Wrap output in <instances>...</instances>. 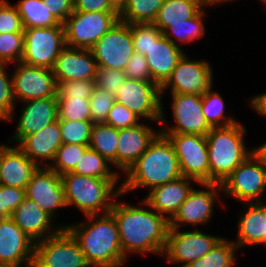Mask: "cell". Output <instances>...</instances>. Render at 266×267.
<instances>
[{
    "mask_svg": "<svg viewBox=\"0 0 266 267\" xmlns=\"http://www.w3.org/2000/svg\"><path fill=\"white\" fill-rule=\"evenodd\" d=\"M121 192L113 202L110 213L119 231L121 249L129 261L132 256L162 257L170 228L169 220L152 209L142 198L137 203L124 199ZM123 198V199H122ZM130 258V259H129Z\"/></svg>",
    "mask_w": 266,
    "mask_h": 267,
    "instance_id": "1",
    "label": "cell"
},
{
    "mask_svg": "<svg viewBox=\"0 0 266 267\" xmlns=\"http://www.w3.org/2000/svg\"><path fill=\"white\" fill-rule=\"evenodd\" d=\"M80 220L68 222L66 229L79 243L87 263L91 267H127L114 216L106 213Z\"/></svg>",
    "mask_w": 266,
    "mask_h": 267,
    "instance_id": "2",
    "label": "cell"
},
{
    "mask_svg": "<svg viewBox=\"0 0 266 267\" xmlns=\"http://www.w3.org/2000/svg\"><path fill=\"white\" fill-rule=\"evenodd\" d=\"M181 176L174 146L166 135L159 133L121 177V192L125 196L133 195L139 189L148 192Z\"/></svg>",
    "mask_w": 266,
    "mask_h": 267,
    "instance_id": "3",
    "label": "cell"
},
{
    "mask_svg": "<svg viewBox=\"0 0 266 267\" xmlns=\"http://www.w3.org/2000/svg\"><path fill=\"white\" fill-rule=\"evenodd\" d=\"M246 124L239 122L211 128L206 134L209 158V183L221 184L249 155L252 147L248 144Z\"/></svg>",
    "mask_w": 266,
    "mask_h": 267,
    "instance_id": "4",
    "label": "cell"
},
{
    "mask_svg": "<svg viewBox=\"0 0 266 267\" xmlns=\"http://www.w3.org/2000/svg\"><path fill=\"white\" fill-rule=\"evenodd\" d=\"M67 208L82 217L110 213L121 193V179H100L68 172L60 175Z\"/></svg>",
    "mask_w": 266,
    "mask_h": 267,
    "instance_id": "5",
    "label": "cell"
},
{
    "mask_svg": "<svg viewBox=\"0 0 266 267\" xmlns=\"http://www.w3.org/2000/svg\"><path fill=\"white\" fill-rule=\"evenodd\" d=\"M219 208L226 210L221 185L219 183H197L169 220L170 228L204 229L206 226L211 228V222L214 221L215 212Z\"/></svg>",
    "mask_w": 266,
    "mask_h": 267,
    "instance_id": "6",
    "label": "cell"
},
{
    "mask_svg": "<svg viewBox=\"0 0 266 267\" xmlns=\"http://www.w3.org/2000/svg\"><path fill=\"white\" fill-rule=\"evenodd\" d=\"M168 95L169 97L167 100L170 98V101L165 100ZM161 97L162 114L160 121V133L198 134L206 136V134L211 130V127L206 122L202 112V95L161 94ZM166 105L170 107L166 108ZM168 108L171 111L169 112V115L172 116V121L170 120L171 116H167Z\"/></svg>",
    "mask_w": 266,
    "mask_h": 267,
    "instance_id": "7",
    "label": "cell"
},
{
    "mask_svg": "<svg viewBox=\"0 0 266 267\" xmlns=\"http://www.w3.org/2000/svg\"><path fill=\"white\" fill-rule=\"evenodd\" d=\"M205 229L169 228L162 257L170 267H185L207 254L224 235L207 232Z\"/></svg>",
    "mask_w": 266,
    "mask_h": 267,
    "instance_id": "8",
    "label": "cell"
},
{
    "mask_svg": "<svg viewBox=\"0 0 266 267\" xmlns=\"http://www.w3.org/2000/svg\"><path fill=\"white\" fill-rule=\"evenodd\" d=\"M193 58V59H192ZM185 52L178 60L171 76L161 86V94L203 95L216 83L214 67L209 60Z\"/></svg>",
    "mask_w": 266,
    "mask_h": 267,
    "instance_id": "9",
    "label": "cell"
},
{
    "mask_svg": "<svg viewBox=\"0 0 266 267\" xmlns=\"http://www.w3.org/2000/svg\"><path fill=\"white\" fill-rule=\"evenodd\" d=\"M220 185L226 210L228 198L239 204L263 202L266 168L251 154Z\"/></svg>",
    "mask_w": 266,
    "mask_h": 267,
    "instance_id": "10",
    "label": "cell"
},
{
    "mask_svg": "<svg viewBox=\"0 0 266 267\" xmlns=\"http://www.w3.org/2000/svg\"><path fill=\"white\" fill-rule=\"evenodd\" d=\"M118 21L117 12L74 10L63 23L66 46L90 50Z\"/></svg>",
    "mask_w": 266,
    "mask_h": 267,
    "instance_id": "11",
    "label": "cell"
},
{
    "mask_svg": "<svg viewBox=\"0 0 266 267\" xmlns=\"http://www.w3.org/2000/svg\"><path fill=\"white\" fill-rule=\"evenodd\" d=\"M66 47L64 25L24 28V52L21 62L52 69Z\"/></svg>",
    "mask_w": 266,
    "mask_h": 267,
    "instance_id": "12",
    "label": "cell"
},
{
    "mask_svg": "<svg viewBox=\"0 0 266 267\" xmlns=\"http://www.w3.org/2000/svg\"><path fill=\"white\" fill-rule=\"evenodd\" d=\"M15 112L17 114L19 112L20 115ZM57 120V97L33 99L18 103L10 117L5 121L6 125L7 123L16 125L15 129H13L15 132L13 131L11 136L9 134L6 142L17 145L25 136L34 134Z\"/></svg>",
    "mask_w": 266,
    "mask_h": 267,
    "instance_id": "13",
    "label": "cell"
},
{
    "mask_svg": "<svg viewBox=\"0 0 266 267\" xmlns=\"http://www.w3.org/2000/svg\"><path fill=\"white\" fill-rule=\"evenodd\" d=\"M33 267H91L73 235L62 228L35 243Z\"/></svg>",
    "mask_w": 266,
    "mask_h": 267,
    "instance_id": "14",
    "label": "cell"
},
{
    "mask_svg": "<svg viewBox=\"0 0 266 267\" xmlns=\"http://www.w3.org/2000/svg\"><path fill=\"white\" fill-rule=\"evenodd\" d=\"M115 100L134 112L142 121L152 123L161 121V87L154 81L126 78L119 87Z\"/></svg>",
    "mask_w": 266,
    "mask_h": 267,
    "instance_id": "15",
    "label": "cell"
},
{
    "mask_svg": "<svg viewBox=\"0 0 266 267\" xmlns=\"http://www.w3.org/2000/svg\"><path fill=\"white\" fill-rule=\"evenodd\" d=\"M28 199L37 203L48 213L62 228L68 226L67 222H59V214L67 209L61 176L49 167H38L32 174L25 189ZM60 211V212H59ZM57 219H59L57 221Z\"/></svg>",
    "mask_w": 266,
    "mask_h": 267,
    "instance_id": "16",
    "label": "cell"
},
{
    "mask_svg": "<svg viewBox=\"0 0 266 267\" xmlns=\"http://www.w3.org/2000/svg\"><path fill=\"white\" fill-rule=\"evenodd\" d=\"M174 146L181 175L197 183H209L207 140L198 134H164Z\"/></svg>",
    "mask_w": 266,
    "mask_h": 267,
    "instance_id": "17",
    "label": "cell"
},
{
    "mask_svg": "<svg viewBox=\"0 0 266 267\" xmlns=\"http://www.w3.org/2000/svg\"><path fill=\"white\" fill-rule=\"evenodd\" d=\"M10 66L16 104L33 99L57 97V83L52 69L31 66L21 61Z\"/></svg>",
    "mask_w": 266,
    "mask_h": 267,
    "instance_id": "18",
    "label": "cell"
},
{
    "mask_svg": "<svg viewBox=\"0 0 266 267\" xmlns=\"http://www.w3.org/2000/svg\"><path fill=\"white\" fill-rule=\"evenodd\" d=\"M90 50L98 68L124 71L134 53L131 24L119 20Z\"/></svg>",
    "mask_w": 266,
    "mask_h": 267,
    "instance_id": "19",
    "label": "cell"
},
{
    "mask_svg": "<svg viewBox=\"0 0 266 267\" xmlns=\"http://www.w3.org/2000/svg\"><path fill=\"white\" fill-rule=\"evenodd\" d=\"M159 133L160 123L148 121H142L133 127L119 129L117 172L121 177L148 149Z\"/></svg>",
    "mask_w": 266,
    "mask_h": 267,
    "instance_id": "20",
    "label": "cell"
},
{
    "mask_svg": "<svg viewBox=\"0 0 266 267\" xmlns=\"http://www.w3.org/2000/svg\"><path fill=\"white\" fill-rule=\"evenodd\" d=\"M35 242L12 220L0 218V264L33 266Z\"/></svg>",
    "mask_w": 266,
    "mask_h": 267,
    "instance_id": "21",
    "label": "cell"
},
{
    "mask_svg": "<svg viewBox=\"0 0 266 267\" xmlns=\"http://www.w3.org/2000/svg\"><path fill=\"white\" fill-rule=\"evenodd\" d=\"M240 205L242 207L240 206L238 209L237 223H235L236 226L232 232L236 235L231 240L238 246L240 252L245 251L244 248L247 250L248 247L254 250L264 244L266 206L262 202L240 203Z\"/></svg>",
    "mask_w": 266,
    "mask_h": 267,
    "instance_id": "22",
    "label": "cell"
},
{
    "mask_svg": "<svg viewBox=\"0 0 266 267\" xmlns=\"http://www.w3.org/2000/svg\"><path fill=\"white\" fill-rule=\"evenodd\" d=\"M97 63L88 49L66 46L52 68L56 81L96 80Z\"/></svg>",
    "mask_w": 266,
    "mask_h": 267,
    "instance_id": "23",
    "label": "cell"
},
{
    "mask_svg": "<svg viewBox=\"0 0 266 267\" xmlns=\"http://www.w3.org/2000/svg\"><path fill=\"white\" fill-rule=\"evenodd\" d=\"M195 185L197 182L193 179L181 176L145 192L143 200L157 213L170 220Z\"/></svg>",
    "mask_w": 266,
    "mask_h": 267,
    "instance_id": "24",
    "label": "cell"
},
{
    "mask_svg": "<svg viewBox=\"0 0 266 267\" xmlns=\"http://www.w3.org/2000/svg\"><path fill=\"white\" fill-rule=\"evenodd\" d=\"M62 145L59 120L25 136L16 146L38 167H49Z\"/></svg>",
    "mask_w": 266,
    "mask_h": 267,
    "instance_id": "25",
    "label": "cell"
},
{
    "mask_svg": "<svg viewBox=\"0 0 266 267\" xmlns=\"http://www.w3.org/2000/svg\"><path fill=\"white\" fill-rule=\"evenodd\" d=\"M11 218L35 243L62 229L48 213L27 197L12 213Z\"/></svg>",
    "mask_w": 266,
    "mask_h": 267,
    "instance_id": "26",
    "label": "cell"
},
{
    "mask_svg": "<svg viewBox=\"0 0 266 267\" xmlns=\"http://www.w3.org/2000/svg\"><path fill=\"white\" fill-rule=\"evenodd\" d=\"M38 166L16 145L0 142V184L26 189Z\"/></svg>",
    "mask_w": 266,
    "mask_h": 267,
    "instance_id": "27",
    "label": "cell"
},
{
    "mask_svg": "<svg viewBox=\"0 0 266 267\" xmlns=\"http://www.w3.org/2000/svg\"><path fill=\"white\" fill-rule=\"evenodd\" d=\"M184 53V50L173 44L163 34L153 41L145 54L152 80L161 87L171 76Z\"/></svg>",
    "mask_w": 266,
    "mask_h": 267,
    "instance_id": "28",
    "label": "cell"
},
{
    "mask_svg": "<svg viewBox=\"0 0 266 267\" xmlns=\"http://www.w3.org/2000/svg\"><path fill=\"white\" fill-rule=\"evenodd\" d=\"M208 9L202 7L192 18L184 20V23L171 24L162 34L169 39L173 44L180 47L185 52L186 47L191 43L195 44L197 40L201 41L207 35L206 19L209 17ZM206 22H205V21ZM201 39V40H200Z\"/></svg>",
    "mask_w": 266,
    "mask_h": 267,
    "instance_id": "29",
    "label": "cell"
},
{
    "mask_svg": "<svg viewBox=\"0 0 266 267\" xmlns=\"http://www.w3.org/2000/svg\"><path fill=\"white\" fill-rule=\"evenodd\" d=\"M202 7V0H164L153 24L163 33L171 24L192 18Z\"/></svg>",
    "mask_w": 266,
    "mask_h": 267,
    "instance_id": "30",
    "label": "cell"
},
{
    "mask_svg": "<svg viewBox=\"0 0 266 267\" xmlns=\"http://www.w3.org/2000/svg\"><path fill=\"white\" fill-rule=\"evenodd\" d=\"M212 86L202 95V112L211 128L227 127L239 122L235 115L227 112L225 98Z\"/></svg>",
    "mask_w": 266,
    "mask_h": 267,
    "instance_id": "31",
    "label": "cell"
},
{
    "mask_svg": "<svg viewBox=\"0 0 266 267\" xmlns=\"http://www.w3.org/2000/svg\"><path fill=\"white\" fill-rule=\"evenodd\" d=\"M240 250L226 235L204 256L185 267H237Z\"/></svg>",
    "mask_w": 266,
    "mask_h": 267,
    "instance_id": "32",
    "label": "cell"
},
{
    "mask_svg": "<svg viewBox=\"0 0 266 267\" xmlns=\"http://www.w3.org/2000/svg\"><path fill=\"white\" fill-rule=\"evenodd\" d=\"M118 143L119 129L106 123L93 124L89 147L110 162L116 171Z\"/></svg>",
    "mask_w": 266,
    "mask_h": 267,
    "instance_id": "33",
    "label": "cell"
},
{
    "mask_svg": "<svg viewBox=\"0 0 266 267\" xmlns=\"http://www.w3.org/2000/svg\"><path fill=\"white\" fill-rule=\"evenodd\" d=\"M24 28L63 25L49 11L43 0H19L14 4Z\"/></svg>",
    "mask_w": 266,
    "mask_h": 267,
    "instance_id": "34",
    "label": "cell"
},
{
    "mask_svg": "<svg viewBox=\"0 0 266 267\" xmlns=\"http://www.w3.org/2000/svg\"><path fill=\"white\" fill-rule=\"evenodd\" d=\"M72 172L100 179H121L112 164L90 147Z\"/></svg>",
    "mask_w": 266,
    "mask_h": 267,
    "instance_id": "35",
    "label": "cell"
},
{
    "mask_svg": "<svg viewBox=\"0 0 266 267\" xmlns=\"http://www.w3.org/2000/svg\"><path fill=\"white\" fill-rule=\"evenodd\" d=\"M164 0H128L119 20L128 24L153 23Z\"/></svg>",
    "mask_w": 266,
    "mask_h": 267,
    "instance_id": "36",
    "label": "cell"
},
{
    "mask_svg": "<svg viewBox=\"0 0 266 267\" xmlns=\"http://www.w3.org/2000/svg\"><path fill=\"white\" fill-rule=\"evenodd\" d=\"M88 148L89 146L80 144H62L49 168L59 175L72 172Z\"/></svg>",
    "mask_w": 266,
    "mask_h": 267,
    "instance_id": "37",
    "label": "cell"
},
{
    "mask_svg": "<svg viewBox=\"0 0 266 267\" xmlns=\"http://www.w3.org/2000/svg\"><path fill=\"white\" fill-rule=\"evenodd\" d=\"M59 121H91L89 99L57 97Z\"/></svg>",
    "mask_w": 266,
    "mask_h": 267,
    "instance_id": "38",
    "label": "cell"
},
{
    "mask_svg": "<svg viewBox=\"0 0 266 267\" xmlns=\"http://www.w3.org/2000/svg\"><path fill=\"white\" fill-rule=\"evenodd\" d=\"M24 52V32L0 33V62L12 65L21 61Z\"/></svg>",
    "mask_w": 266,
    "mask_h": 267,
    "instance_id": "39",
    "label": "cell"
},
{
    "mask_svg": "<svg viewBox=\"0 0 266 267\" xmlns=\"http://www.w3.org/2000/svg\"><path fill=\"white\" fill-rule=\"evenodd\" d=\"M92 121H59L62 144L89 146Z\"/></svg>",
    "mask_w": 266,
    "mask_h": 267,
    "instance_id": "40",
    "label": "cell"
},
{
    "mask_svg": "<svg viewBox=\"0 0 266 267\" xmlns=\"http://www.w3.org/2000/svg\"><path fill=\"white\" fill-rule=\"evenodd\" d=\"M15 106L11 66L8 64H0V123H5L12 114Z\"/></svg>",
    "mask_w": 266,
    "mask_h": 267,
    "instance_id": "41",
    "label": "cell"
},
{
    "mask_svg": "<svg viewBox=\"0 0 266 267\" xmlns=\"http://www.w3.org/2000/svg\"><path fill=\"white\" fill-rule=\"evenodd\" d=\"M131 34L134 52L145 55L153 41L162 35V31L153 23H134L131 24Z\"/></svg>",
    "mask_w": 266,
    "mask_h": 267,
    "instance_id": "42",
    "label": "cell"
},
{
    "mask_svg": "<svg viewBox=\"0 0 266 267\" xmlns=\"http://www.w3.org/2000/svg\"><path fill=\"white\" fill-rule=\"evenodd\" d=\"M89 101L91 108V121L94 124L105 123L111 107L116 102L115 97L96 85Z\"/></svg>",
    "mask_w": 266,
    "mask_h": 267,
    "instance_id": "43",
    "label": "cell"
},
{
    "mask_svg": "<svg viewBox=\"0 0 266 267\" xmlns=\"http://www.w3.org/2000/svg\"><path fill=\"white\" fill-rule=\"evenodd\" d=\"M57 97H77L89 99L96 86V80L56 81Z\"/></svg>",
    "mask_w": 266,
    "mask_h": 267,
    "instance_id": "44",
    "label": "cell"
},
{
    "mask_svg": "<svg viewBox=\"0 0 266 267\" xmlns=\"http://www.w3.org/2000/svg\"><path fill=\"white\" fill-rule=\"evenodd\" d=\"M24 32L17 7L9 0H0V33Z\"/></svg>",
    "mask_w": 266,
    "mask_h": 267,
    "instance_id": "45",
    "label": "cell"
},
{
    "mask_svg": "<svg viewBox=\"0 0 266 267\" xmlns=\"http://www.w3.org/2000/svg\"><path fill=\"white\" fill-rule=\"evenodd\" d=\"M25 197V189L0 184V218L11 217Z\"/></svg>",
    "mask_w": 266,
    "mask_h": 267,
    "instance_id": "46",
    "label": "cell"
},
{
    "mask_svg": "<svg viewBox=\"0 0 266 267\" xmlns=\"http://www.w3.org/2000/svg\"><path fill=\"white\" fill-rule=\"evenodd\" d=\"M142 120L124 105L115 102L111 107L105 123L116 129L129 128L141 123Z\"/></svg>",
    "mask_w": 266,
    "mask_h": 267,
    "instance_id": "47",
    "label": "cell"
},
{
    "mask_svg": "<svg viewBox=\"0 0 266 267\" xmlns=\"http://www.w3.org/2000/svg\"><path fill=\"white\" fill-rule=\"evenodd\" d=\"M125 79L126 75L123 70L103 67L97 69L96 85L114 97Z\"/></svg>",
    "mask_w": 266,
    "mask_h": 267,
    "instance_id": "48",
    "label": "cell"
},
{
    "mask_svg": "<svg viewBox=\"0 0 266 267\" xmlns=\"http://www.w3.org/2000/svg\"><path fill=\"white\" fill-rule=\"evenodd\" d=\"M125 75L128 79L153 81L145 55L134 52L130 61L126 64Z\"/></svg>",
    "mask_w": 266,
    "mask_h": 267,
    "instance_id": "49",
    "label": "cell"
},
{
    "mask_svg": "<svg viewBox=\"0 0 266 267\" xmlns=\"http://www.w3.org/2000/svg\"><path fill=\"white\" fill-rule=\"evenodd\" d=\"M60 23H64L74 11V0H43Z\"/></svg>",
    "mask_w": 266,
    "mask_h": 267,
    "instance_id": "50",
    "label": "cell"
},
{
    "mask_svg": "<svg viewBox=\"0 0 266 267\" xmlns=\"http://www.w3.org/2000/svg\"><path fill=\"white\" fill-rule=\"evenodd\" d=\"M74 10L83 12H116L108 0H74Z\"/></svg>",
    "mask_w": 266,
    "mask_h": 267,
    "instance_id": "51",
    "label": "cell"
},
{
    "mask_svg": "<svg viewBox=\"0 0 266 267\" xmlns=\"http://www.w3.org/2000/svg\"><path fill=\"white\" fill-rule=\"evenodd\" d=\"M248 103L246 102L248 108L253 110L256 116L260 118L266 119V91L262 93H258L255 95H251V97H247Z\"/></svg>",
    "mask_w": 266,
    "mask_h": 267,
    "instance_id": "52",
    "label": "cell"
},
{
    "mask_svg": "<svg viewBox=\"0 0 266 267\" xmlns=\"http://www.w3.org/2000/svg\"><path fill=\"white\" fill-rule=\"evenodd\" d=\"M261 144L252 145V155L266 168V139Z\"/></svg>",
    "mask_w": 266,
    "mask_h": 267,
    "instance_id": "53",
    "label": "cell"
},
{
    "mask_svg": "<svg viewBox=\"0 0 266 267\" xmlns=\"http://www.w3.org/2000/svg\"><path fill=\"white\" fill-rule=\"evenodd\" d=\"M239 0H202V5L203 7L207 8L209 10V8H211V10L214 8H219L222 6L224 7L225 5H229V4H233L238 2ZM241 1V0H240ZM224 5V6H223Z\"/></svg>",
    "mask_w": 266,
    "mask_h": 267,
    "instance_id": "54",
    "label": "cell"
},
{
    "mask_svg": "<svg viewBox=\"0 0 266 267\" xmlns=\"http://www.w3.org/2000/svg\"><path fill=\"white\" fill-rule=\"evenodd\" d=\"M111 7L119 14L126 6L128 0H108Z\"/></svg>",
    "mask_w": 266,
    "mask_h": 267,
    "instance_id": "55",
    "label": "cell"
},
{
    "mask_svg": "<svg viewBox=\"0 0 266 267\" xmlns=\"http://www.w3.org/2000/svg\"><path fill=\"white\" fill-rule=\"evenodd\" d=\"M0 267H33V266H15L11 264H0Z\"/></svg>",
    "mask_w": 266,
    "mask_h": 267,
    "instance_id": "56",
    "label": "cell"
},
{
    "mask_svg": "<svg viewBox=\"0 0 266 267\" xmlns=\"http://www.w3.org/2000/svg\"><path fill=\"white\" fill-rule=\"evenodd\" d=\"M259 2V4L262 6L261 8L263 9H265L266 8V0H258Z\"/></svg>",
    "mask_w": 266,
    "mask_h": 267,
    "instance_id": "57",
    "label": "cell"
},
{
    "mask_svg": "<svg viewBox=\"0 0 266 267\" xmlns=\"http://www.w3.org/2000/svg\"><path fill=\"white\" fill-rule=\"evenodd\" d=\"M262 247H265V250H266V236H264V244L261 246Z\"/></svg>",
    "mask_w": 266,
    "mask_h": 267,
    "instance_id": "58",
    "label": "cell"
},
{
    "mask_svg": "<svg viewBox=\"0 0 266 267\" xmlns=\"http://www.w3.org/2000/svg\"><path fill=\"white\" fill-rule=\"evenodd\" d=\"M262 203L266 206V195Z\"/></svg>",
    "mask_w": 266,
    "mask_h": 267,
    "instance_id": "59",
    "label": "cell"
}]
</instances>
